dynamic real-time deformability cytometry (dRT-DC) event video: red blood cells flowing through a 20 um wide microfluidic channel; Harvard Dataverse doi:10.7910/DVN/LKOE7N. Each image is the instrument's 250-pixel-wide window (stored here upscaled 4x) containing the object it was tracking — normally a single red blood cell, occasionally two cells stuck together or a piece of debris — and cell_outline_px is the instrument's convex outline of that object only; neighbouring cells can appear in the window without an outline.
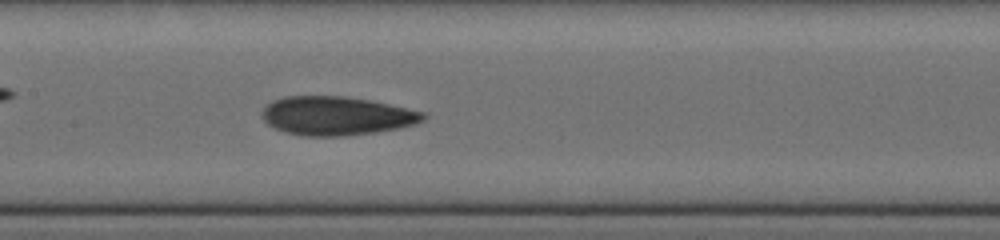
{"species": "human", "species_latin": "Homo sapiens", "temperature_condition": "cold", "stored_images_in_passage": 25, "camera_frame_rate_fps": 3000, "um_per_image_px": 0.085, "donor": {"sex": "female"}, "frame": {"image": 1, "passage_image": 22, "time_ms": 8.0, "image_size_px": [1000, 240], "cell_outline_px": [[428, 116], [424, 120], [416, 124], [400, 128], [376, 132], [344, 136], [304, 136], [284, 132], [268, 124], [260, 116], [264, 108], [272, 100], [284, 96], [344, 96], [368, 100], [388, 104], [424, 112]], "centroid_in_image_um": [28.6, 9.85], "position_along_channel_um": 178.8, "area_um2": 36.47}}
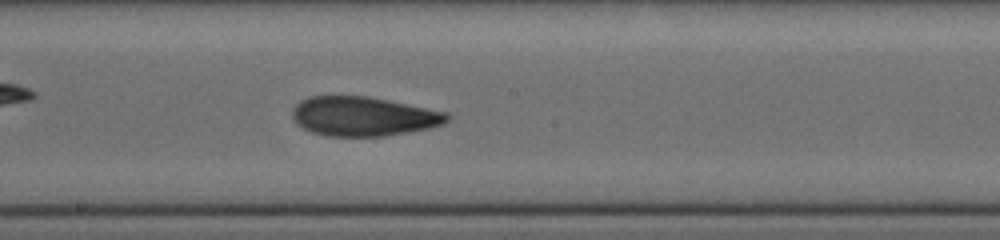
{"frame": {"image": 2, "passage_image": 25, "time_ms": 9.0, "image_size_px": [1000, 240], "cell_outline_px": [[452, 116], [444, 124], [428, 128], [384, 136], [328, 136], [312, 132], [296, 124], [292, 116], [292, 108], [300, 100], [308, 96], [368, 96], [448, 112]], "centroid_in_image_um": [30.88, 9.88], "position_along_channel_um": 217.3, "area_um2": 35.55}}